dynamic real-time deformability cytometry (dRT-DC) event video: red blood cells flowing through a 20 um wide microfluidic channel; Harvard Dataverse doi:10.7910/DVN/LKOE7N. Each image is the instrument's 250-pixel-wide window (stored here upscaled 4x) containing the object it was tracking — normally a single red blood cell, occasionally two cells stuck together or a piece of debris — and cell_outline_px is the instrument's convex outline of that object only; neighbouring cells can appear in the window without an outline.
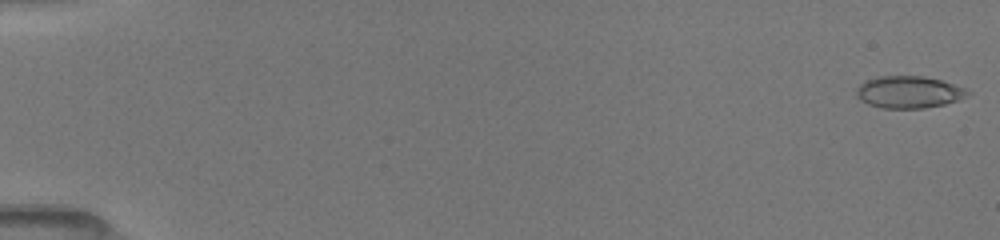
{"species": "common noctule bat (a hibernating species)", "species_latin": "Nyctalus noctula", "temperature_condition": "room temperature", "stored_images_in_passage": 51, "camera_frame_rate_fps": 3000, "um_per_image_px": 0.085, "animal": {"sex": "female", "body_mass_g": 19.5, "forearm_length_mm": 54.1}, "frame": {"image": 1, "passage_image": 1, "time_ms": 0.0, "image_size_px": [1000, 240], "cell_outline_px": [[972, 92], [968, 96], [944, 104], [924, 108], [880, 108], [868, 104], [860, 100], [856, 96], [856, 88], [864, 80], [880, 76], [924, 76], [940, 80], [968, 88]], "centroid_in_image_um": [77.24, 7.82], "position_along_channel_um": 7.8, "area_um2": 20.98}}
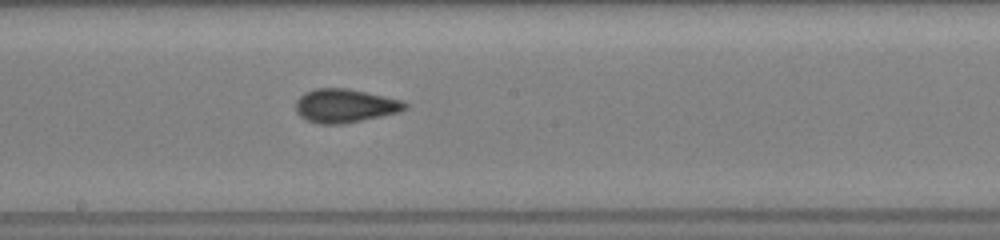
{"frame": {"image": 2, "passage_image": 29, "time_ms": 9.333, "image_size_px": [1000, 240], "cell_outline_px": [[408, 108], [400, 112], [340, 124], [320, 124], [308, 120], [300, 116], [296, 112], [296, 100], [304, 92], [316, 88], [348, 88], [384, 96], [400, 100], [408, 104]], "centroid_in_image_um": [29.31, 8.98], "position_along_channel_um": 218.9, "area_um2": 21.27}}
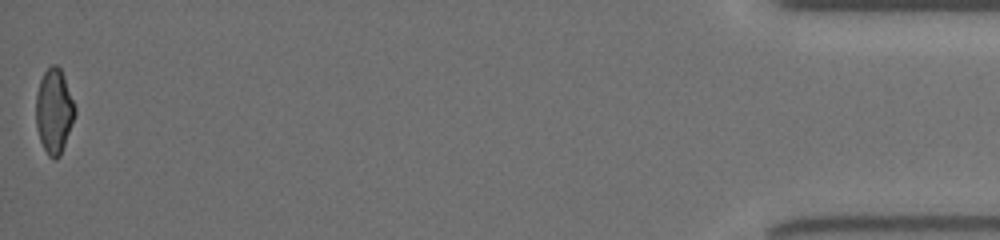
{"frame": {"image": 3, "passage_image": 51, "time_ms": 16.667, "image_size_px": [1000, 240], "cell_outline_px": [[76, 112], [72, 124], [60, 156], [56, 160], [52, 160], [48, 156], [40, 140], [36, 128], [36, 92], [40, 80], [44, 72], [52, 64], [56, 64], [60, 68], [64, 76], [76, 108]], "centroid_in_image_um": [4.59, 9.45], "position_along_channel_um": 430.6, "area_um2": 19.31}, "authors_computed_cell_mechanics": {"area_um2": 20.4034, "velocity_mm_per_s": 4.0658, "shape_relaxation_time_tau1_ms": 7.6593, "shape_relaxation_time_tau2_ms": 1.4487, "deformation_change_tau1": 0.2052, "deformation_change_tau2": 0.0652}}